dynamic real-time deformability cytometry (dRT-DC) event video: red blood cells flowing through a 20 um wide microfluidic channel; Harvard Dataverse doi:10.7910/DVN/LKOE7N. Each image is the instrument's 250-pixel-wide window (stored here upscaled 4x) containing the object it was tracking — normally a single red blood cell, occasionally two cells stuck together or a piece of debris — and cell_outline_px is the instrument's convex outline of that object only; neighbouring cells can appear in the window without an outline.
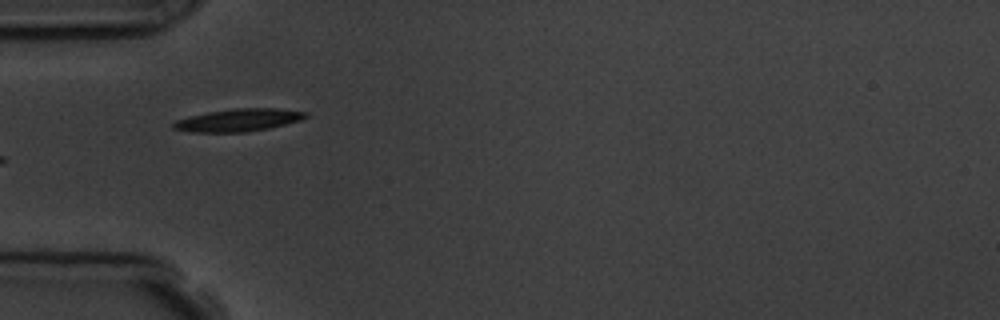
{"species": "common noctule bat (a hibernating species)", "species_latin": "Nyctalus noctula", "temperature_condition": "room temperature", "stored_images_in_passage": 6, "camera_frame_rate_fps": 3000, "um_per_image_px": 0.085, "animal": {"sex": "male", "body_mass_g": 19.5, "forearm_length_mm": 54.6}, "frame": {"image": 1, "passage_image": 4, "time_ms": 4.333, "image_size_px": [1000, 320], "cell_outline_px": [[308, 116], [300, 120], [268, 128], [248, 132], [192, 132], [172, 128], [172, 124], [176, 120], [188, 116], [208, 112], [232, 108], [280, 108], [308, 112]], "centroid_in_image_um": [20.27, 10.2], "position_along_channel_um": 64.7, "area_um2": 17.46}}